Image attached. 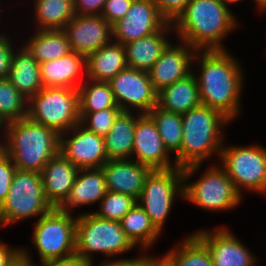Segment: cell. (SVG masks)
Masks as SVG:
<instances>
[{"instance_id": "47", "label": "cell", "mask_w": 266, "mask_h": 266, "mask_svg": "<svg viewBox=\"0 0 266 266\" xmlns=\"http://www.w3.org/2000/svg\"><path fill=\"white\" fill-rule=\"evenodd\" d=\"M252 2L253 3L255 2V5H257L256 9L258 8L257 9V10H259L258 13L259 12L263 13L266 11V0H253Z\"/></svg>"}, {"instance_id": "42", "label": "cell", "mask_w": 266, "mask_h": 266, "mask_svg": "<svg viewBox=\"0 0 266 266\" xmlns=\"http://www.w3.org/2000/svg\"><path fill=\"white\" fill-rule=\"evenodd\" d=\"M106 0H74L76 15H101Z\"/></svg>"}, {"instance_id": "13", "label": "cell", "mask_w": 266, "mask_h": 266, "mask_svg": "<svg viewBox=\"0 0 266 266\" xmlns=\"http://www.w3.org/2000/svg\"><path fill=\"white\" fill-rule=\"evenodd\" d=\"M59 152L78 169L101 168L108 161L104 137L80 123L60 135Z\"/></svg>"}, {"instance_id": "9", "label": "cell", "mask_w": 266, "mask_h": 266, "mask_svg": "<svg viewBox=\"0 0 266 266\" xmlns=\"http://www.w3.org/2000/svg\"><path fill=\"white\" fill-rule=\"evenodd\" d=\"M72 214L53 208L34 221L31 241L40 256V262L75 256L77 216Z\"/></svg>"}, {"instance_id": "23", "label": "cell", "mask_w": 266, "mask_h": 266, "mask_svg": "<svg viewBox=\"0 0 266 266\" xmlns=\"http://www.w3.org/2000/svg\"><path fill=\"white\" fill-rule=\"evenodd\" d=\"M106 193L105 176L101 168L79 169L70 194L59 209L73 213L75 207L100 203Z\"/></svg>"}, {"instance_id": "41", "label": "cell", "mask_w": 266, "mask_h": 266, "mask_svg": "<svg viewBox=\"0 0 266 266\" xmlns=\"http://www.w3.org/2000/svg\"><path fill=\"white\" fill-rule=\"evenodd\" d=\"M146 251V252H145ZM148 250L141 249L140 252H143L139 254L138 257H132V258H118L117 256L115 258L117 259H109V260H102L98 265L96 266H146V263L153 257L151 254L148 255ZM141 255V256H140ZM89 266H95L94 262L90 263Z\"/></svg>"}, {"instance_id": "44", "label": "cell", "mask_w": 266, "mask_h": 266, "mask_svg": "<svg viewBox=\"0 0 266 266\" xmlns=\"http://www.w3.org/2000/svg\"><path fill=\"white\" fill-rule=\"evenodd\" d=\"M35 266H89V263L75 255L67 259L41 261L39 264L35 263Z\"/></svg>"}, {"instance_id": "22", "label": "cell", "mask_w": 266, "mask_h": 266, "mask_svg": "<svg viewBox=\"0 0 266 266\" xmlns=\"http://www.w3.org/2000/svg\"><path fill=\"white\" fill-rule=\"evenodd\" d=\"M172 32V22H167L152 35L124 44L128 67L148 72L170 44L167 36Z\"/></svg>"}, {"instance_id": "1", "label": "cell", "mask_w": 266, "mask_h": 266, "mask_svg": "<svg viewBox=\"0 0 266 266\" xmlns=\"http://www.w3.org/2000/svg\"><path fill=\"white\" fill-rule=\"evenodd\" d=\"M196 63L199 67L194 75L201 104L219 111L231 122L237 119L243 109L240 100L245 85L240 61L228 49L197 50L193 67Z\"/></svg>"}, {"instance_id": "18", "label": "cell", "mask_w": 266, "mask_h": 266, "mask_svg": "<svg viewBox=\"0 0 266 266\" xmlns=\"http://www.w3.org/2000/svg\"><path fill=\"white\" fill-rule=\"evenodd\" d=\"M165 149L155 122L148 114L136 121L132 159L155 169H171L176 166Z\"/></svg>"}, {"instance_id": "38", "label": "cell", "mask_w": 266, "mask_h": 266, "mask_svg": "<svg viewBox=\"0 0 266 266\" xmlns=\"http://www.w3.org/2000/svg\"><path fill=\"white\" fill-rule=\"evenodd\" d=\"M133 0H106L101 16L111 25L122 19L130 9Z\"/></svg>"}, {"instance_id": "39", "label": "cell", "mask_w": 266, "mask_h": 266, "mask_svg": "<svg viewBox=\"0 0 266 266\" xmlns=\"http://www.w3.org/2000/svg\"><path fill=\"white\" fill-rule=\"evenodd\" d=\"M7 35L5 32H0V79L8 77L12 66L13 53L16 49L12 39Z\"/></svg>"}, {"instance_id": "30", "label": "cell", "mask_w": 266, "mask_h": 266, "mask_svg": "<svg viewBox=\"0 0 266 266\" xmlns=\"http://www.w3.org/2000/svg\"><path fill=\"white\" fill-rule=\"evenodd\" d=\"M32 6L35 29H63L76 15L74 0H36Z\"/></svg>"}, {"instance_id": "37", "label": "cell", "mask_w": 266, "mask_h": 266, "mask_svg": "<svg viewBox=\"0 0 266 266\" xmlns=\"http://www.w3.org/2000/svg\"><path fill=\"white\" fill-rule=\"evenodd\" d=\"M15 171L11 158L0 149V205L7 197Z\"/></svg>"}, {"instance_id": "28", "label": "cell", "mask_w": 266, "mask_h": 266, "mask_svg": "<svg viewBox=\"0 0 266 266\" xmlns=\"http://www.w3.org/2000/svg\"><path fill=\"white\" fill-rule=\"evenodd\" d=\"M33 33L22 45L39 64L62 58L72 52L62 29H38Z\"/></svg>"}, {"instance_id": "32", "label": "cell", "mask_w": 266, "mask_h": 266, "mask_svg": "<svg viewBox=\"0 0 266 266\" xmlns=\"http://www.w3.org/2000/svg\"><path fill=\"white\" fill-rule=\"evenodd\" d=\"M79 114H88L108 108H119L116 105L109 82L85 78L78 87Z\"/></svg>"}, {"instance_id": "8", "label": "cell", "mask_w": 266, "mask_h": 266, "mask_svg": "<svg viewBox=\"0 0 266 266\" xmlns=\"http://www.w3.org/2000/svg\"><path fill=\"white\" fill-rule=\"evenodd\" d=\"M27 117L65 133L80 123L78 89L43 87L28 99Z\"/></svg>"}, {"instance_id": "17", "label": "cell", "mask_w": 266, "mask_h": 266, "mask_svg": "<svg viewBox=\"0 0 266 266\" xmlns=\"http://www.w3.org/2000/svg\"><path fill=\"white\" fill-rule=\"evenodd\" d=\"M179 42V44H177ZM170 43L148 71L154 89H161L185 78L193 72L196 49L183 41Z\"/></svg>"}, {"instance_id": "5", "label": "cell", "mask_w": 266, "mask_h": 266, "mask_svg": "<svg viewBox=\"0 0 266 266\" xmlns=\"http://www.w3.org/2000/svg\"><path fill=\"white\" fill-rule=\"evenodd\" d=\"M203 164L185 167L183 172V200L206 211H227L240 205L243 196L236 190L225 168L218 164L206 167L203 174L191 181ZM190 179V180H189ZM191 181V182H190Z\"/></svg>"}, {"instance_id": "10", "label": "cell", "mask_w": 266, "mask_h": 266, "mask_svg": "<svg viewBox=\"0 0 266 266\" xmlns=\"http://www.w3.org/2000/svg\"><path fill=\"white\" fill-rule=\"evenodd\" d=\"M219 161L236 190L266 195V147L260 144L230 146L223 143Z\"/></svg>"}, {"instance_id": "16", "label": "cell", "mask_w": 266, "mask_h": 266, "mask_svg": "<svg viewBox=\"0 0 266 266\" xmlns=\"http://www.w3.org/2000/svg\"><path fill=\"white\" fill-rule=\"evenodd\" d=\"M71 50L87 58L112 38V25L101 15H75L62 29Z\"/></svg>"}, {"instance_id": "21", "label": "cell", "mask_w": 266, "mask_h": 266, "mask_svg": "<svg viewBox=\"0 0 266 266\" xmlns=\"http://www.w3.org/2000/svg\"><path fill=\"white\" fill-rule=\"evenodd\" d=\"M40 76L43 87L78 89L86 78V58L72 51L62 58L42 62Z\"/></svg>"}, {"instance_id": "31", "label": "cell", "mask_w": 266, "mask_h": 266, "mask_svg": "<svg viewBox=\"0 0 266 266\" xmlns=\"http://www.w3.org/2000/svg\"><path fill=\"white\" fill-rule=\"evenodd\" d=\"M161 259L168 266H213L208 248L192 232Z\"/></svg>"}, {"instance_id": "29", "label": "cell", "mask_w": 266, "mask_h": 266, "mask_svg": "<svg viewBox=\"0 0 266 266\" xmlns=\"http://www.w3.org/2000/svg\"><path fill=\"white\" fill-rule=\"evenodd\" d=\"M120 224L130 241L136 248H140L139 251L149 250L153 244L157 243L161 235L138 203L124 215Z\"/></svg>"}, {"instance_id": "33", "label": "cell", "mask_w": 266, "mask_h": 266, "mask_svg": "<svg viewBox=\"0 0 266 266\" xmlns=\"http://www.w3.org/2000/svg\"><path fill=\"white\" fill-rule=\"evenodd\" d=\"M148 115L153 119L169 154L176 157L181 149L183 126L181 114L169 112L155 106Z\"/></svg>"}, {"instance_id": "43", "label": "cell", "mask_w": 266, "mask_h": 266, "mask_svg": "<svg viewBox=\"0 0 266 266\" xmlns=\"http://www.w3.org/2000/svg\"><path fill=\"white\" fill-rule=\"evenodd\" d=\"M21 252V246L18 247H10L9 244L4 243V241H0V266H8L15 257Z\"/></svg>"}, {"instance_id": "35", "label": "cell", "mask_w": 266, "mask_h": 266, "mask_svg": "<svg viewBox=\"0 0 266 266\" xmlns=\"http://www.w3.org/2000/svg\"><path fill=\"white\" fill-rule=\"evenodd\" d=\"M137 203V199L133 196L107 191L105 197L100 201L99 210L92 211L100 218L120 222Z\"/></svg>"}, {"instance_id": "19", "label": "cell", "mask_w": 266, "mask_h": 266, "mask_svg": "<svg viewBox=\"0 0 266 266\" xmlns=\"http://www.w3.org/2000/svg\"><path fill=\"white\" fill-rule=\"evenodd\" d=\"M107 191L119 192L138 199L145 180L153 170L133 159L108 160L101 167Z\"/></svg>"}, {"instance_id": "12", "label": "cell", "mask_w": 266, "mask_h": 266, "mask_svg": "<svg viewBox=\"0 0 266 266\" xmlns=\"http://www.w3.org/2000/svg\"><path fill=\"white\" fill-rule=\"evenodd\" d=\"M116 105L121 111L148 114L157 106V94L148 72L125 68L109 81Z\"/></svg>"}, {"instance_id": "49", "label": "cell", "mask_w": 266, "mask_h": 266, "mask_svg": "<svg viewBox=\"0 0 266 266\" xmlns=\"http://www.w3.org/2000/svg\"><path fill=\"white\" fill-rule=\"evenodd\" d=\"M227 7L233 4L240 3L242 0H221Z\"/></svg>"}, {"instance_id": "45", "label": "cell", "mask_w": 266, "mask_h": 266, "mask_svg": "<svg viewBox=\"0 0 266 266\" xmlns=\"http://www.w3.org/2000/svg\"><path fill=\"white\" fill-rule=\"evenodd\" d=\"M29 249L21 248V252L15 257V259L8 266H35V260H33Z\"/></svg>"}, {"instance_id": "48", "label": "cell", "mask_w": 266, "mask_h": 266, "mask_svg": "<svg viewBox=\"0 0 266 266\" xmlns=\"http://www.w3.org/2000/svg\"><path fill=\"white\" fill-rule=\"evenodd\" d=\"M5 122L0 118V134H2V135H0L1 136V138H0V149H1V147H2V145H3V143H4V139H5Z\"/></svg>"}, {"instance_id": "46", "label": "cell", "mask_w": 266, "mask_h": 266, "mask_svg": "<svg viewBox=\"0 0 266 266\" xmlns=\"http://www.w3.org/2000/svg\"><path fill=\"white\" fill-rule=\"evenodd\" d=\"M146 266H168L160 257H153L146 263Z\"/></svg>"}, {"instance_id": "6", "label": "cell", "mask_w": 266, "mask_h": 266, "mask_svg": "<svg viewBox=\"0 0 266 266\" xmlns=\"http://www.w3.org/2000/svg\"><path fill=\"white\" fill-rule=\"evenodd\" d=\"M135 247L120 222L100 218L92 211L77 214L75 255L84 262L92 263L95 260L93 253H101L109 259Z\"/></svg>"}, {"instance_id": "20", "label": "cell", "mask_w": 266, "mask_h": 266, "mask_svg": "<svg viewBox=\"0 0 266 266\" xmlns=\"http://www.w3.org/2000/svg\"><path fill=\"white\" fill-rule=\"evenodd\" d=\"M78 171L60 152L45 164L40 174L46 200L53 208L66 201Z\"/></svg>"}, {"instance_id": "26", "label": "cell", "mask_w": 266, "mask_h": 266, "mask_svg": "<svg viewBox=\"0 0 266 266\" xmlns=\"http://www.w3.org/2000/svg\"><path fill=\"white\" fill-rule=\"evenodd\" d=\"M141 115L138 112L121 111L116 117L104 137L108 160L132 159L136 121Z\"/></svg>"}, {"instance_id": "3", "label": "cell", "mask_w": 266, "mask_h": 266, "mask_svg": "<svg viewBox=\"0 0 266 266\" xmlns=\"http://www.w3.org/2000/svg\"><path fill=\"white\" fill-rule=\"evenodd\" d=\"M183 136L179 154L174 157L178 168L202 164L210 157L220 158L225 142V126L230 120L215 109L200 104L181 115Z\"/></svg>"}, {"instance_id": "11", "label": "cell", "mask_w": 266, "mask_h": 266, "mask_svg": "<svg viewBox=\"0 0 266 266\" xmlns=\"http://www.w3.org/2000/svg\"><path fill=\"white\" fill-rule=\"evenodd\" d=\"M177 197L182 200L184 197L182 168L155 169L147 176L137 203L155 228L162 233Z\"/></svg>"}, {"instance_id": "2", "label": "cell", "mask_w": 266, "mask_h": 266, "mask_svg": "<svg viewBox=\"0 0 266 266\" xmlns=\"http://www.w3.org/2000/svg\"><path fill=\"white\" fill-rule=\"evenodd\" d=\"M221 0H190L172 22L174 34L196 50H226L222 43L240 25Z\"/></svg>"}, {"instance_id": "14", "label": "cell", "mask_w": 266, "mask_h": 266, "mask_svg": "<svg viewBox=\"0 0 266 266\" xmlns=\"http://www.w3.org/2000/svg\"><path fill=\"white\" fill-rule=\"evenodd\" d=\"M167 22L153 0H133L125 17L112 25V38L124 45L152 35Z\"/></svg>"}, {"instance_id": "24", "label": "cell", "mask_w": 266, "mask_h": 266, "mask_svg": "<svg viewBox=\"0 0 266 266\" xmlns=\"http://www.w3.org/2000/svg\"><path fill=\"white\" fill-rule=\"evenodd\" d=\"M127 67L124 45L112 40L86 58V78L109 82Z\"/></svg>"}, {"instance_id": "7", "label": "cell", "mask_w": 266, "mask_h": 266, "mask_svg": "<svg viewBox=\"0 0 266 266\" xmlns=\"http://www.w3.org/2000/svg\"><path fill=\"white\" fill-rule=\"evenodd\" d=\"M53 207L47 202L41 174L16 169L6 199L0 205V224L8 227L18 221L42 217Z\"/></svg>"}, {"instance_id": "40", "label": "cell", "mask_w": 266, "mask_h": 266, "mask_svg": "<svg viewBox=\"0 0 266 266\" xmlns=\"http://www.w3.org/2000/svg\"><path fill=\"white\" fill-rule=\"evenodd\" d=\"M159 13L168 21L173 22L185 9L190 0H153Z\"/></svg>"}, {"instance_id": "15", "label": "cell", "mask_w": 266, "mask_h": 266, "mask_svg": "<svg viewBox=\"0 0 266 266\" xmlns=\"http://www.w3.org/2000/svg\"><path fill=\"white\" fill-rule=\"evenodd\" d=\"M207 248L213 266H256L257 259L227 227L192 232Z\"/></svg>"}, {"instance_id": "27", "label": "cell", "mask_w": 266, "mask_h": 266, "mask_svg": "<svg viewBox=\"0 0 266 266\" xmlns=\"http://www.w3.org/2000/svg\"><path fill=\"white\" fill-rule=\"evenodd\" d=\"M7 79L27 99L43 88L40 64L23 45L14 50L12 66Z\"/></svg>"}, {"instance_id": "34", "label": "cell", "mask_w": 266, "mask_h": 266, "mask_svg": "<svg viewBox=\"0 0 266 266\" xmlns=\"http://www.w3.org/2000/svg\"><path fill=\"white\" fill-rule=\"evenodd\" d=\"M28 99L7 79H0V118L9 123L27 117Z\"/></svg>"}, {"instance_id": "25", "label": "cell", "mask_w": 266, "mask_h": 266, "mask_svg": "<svg viewBox=\"0 0 266 266\" xmlns=\"http://www.w3.org/2000/svg\"><path fill=\"white\" fill-rule=\"evenodd\" d=\"M193 72L179 81L161 89L157 94V106L163 110L184 114L201 104L199 87Z\"/></svg>"}, {"instance_id": "36", "label": "cell", "mask_w": 266, "mask_h": 266, "mask_svg": "<svg viewBox=\"0 0 266 266\" xmlns=\"http://www.w3.org/2000/svg\"><path fill=\"white\" fill-rule=\"evenodd\" d=\"M120 112V108H108L93 113L79 114L80 124L87 130L105 137Z\"/></svg>"}, {"instance_id": "4", "label": "cell", "mask_w": 266, "mask_h": 266, "mask_svg": "<svg viewBox=\"0 0 266 266\" xmlns=\"http://www.w3.org/2000/svg\"><path fill=\"white\" fill-rule=\"evenodd\" d=\"M60 134L28 117L5 124L1 149L16 169L40 173L45 164L59 153Z\"/></svg>"}]
</instances>
